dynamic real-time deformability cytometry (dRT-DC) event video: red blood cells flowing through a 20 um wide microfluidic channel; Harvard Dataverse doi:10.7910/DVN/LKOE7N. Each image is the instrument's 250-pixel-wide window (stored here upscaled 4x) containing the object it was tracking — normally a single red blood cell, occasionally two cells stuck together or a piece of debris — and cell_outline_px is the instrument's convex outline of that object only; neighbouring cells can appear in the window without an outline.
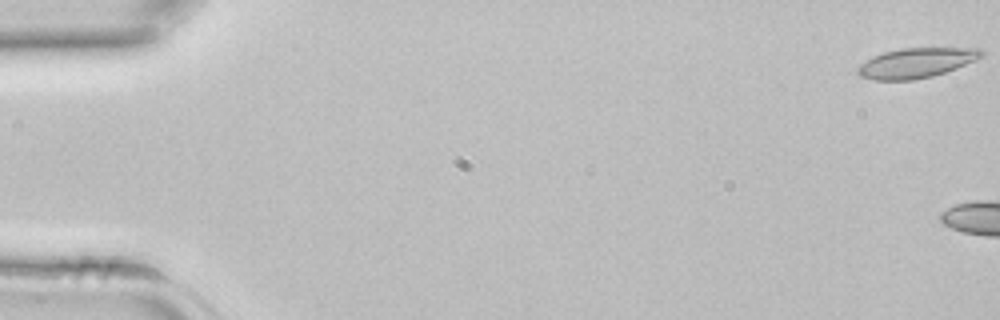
{"species": "common noctule bat (a hibernating species)", "species_latin": "Nyctalus noctula", "temperature_condition": "room temperature", "stored_images_in_passage": 7, "camera_frame_rate_fps": 3000, "um_per_image_px": 0.085, "animal": {"sex": "female", "body_mass_g": 22.7, "forearm_length_mm": 54.2}, "frame": {"image": 1, "passage_image": 1, "time_ms": 0.0, "image_size_px": [1000, 320], "cell_outline_px": [[984, 56], [976, 60], [956, 68], [932, 76], [912, 80], [872, 80], [860, 76], [856, 72], [856, 68], [860, 64], [872, 56], [884, 52], [900, 48], [980, 48], [984, 52]], "centroid_in_image_um": [77.86, 5.34], "position_along_channel_um": 7.1, "area_um2": 21.62}}